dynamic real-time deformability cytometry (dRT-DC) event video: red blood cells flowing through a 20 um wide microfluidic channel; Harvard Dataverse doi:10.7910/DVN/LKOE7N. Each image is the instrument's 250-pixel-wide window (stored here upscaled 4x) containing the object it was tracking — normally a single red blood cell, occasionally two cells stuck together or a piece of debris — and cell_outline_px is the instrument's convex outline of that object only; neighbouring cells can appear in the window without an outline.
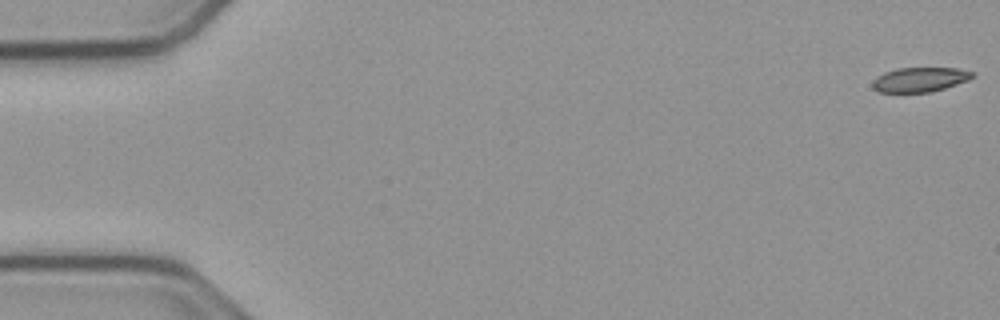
{"species": "common noctule bat (a hibernating species)", "species_latin": "Nyctalus noctula", "temperature_condition": "cold", "stored_images_in_passage": 54, "camera_frame_rate_fps": 3000, "um_per_image_px": 0.085, "animal": {"sex": "male", "body_mass_g": 23.1, "forearm_length_mm": 52.7}, "frame": {"image": 1, "passage_image": 1, "time_ms": 0.0, "image_size_px": [1000, 320], "cell_outline_px": [[976, 76], [968, 80], [932, 92], [880, 92], [872, 88], [872, 80], [876, 76], [884, 72], [896, 68], [956, 68], [972, 72]], "centroid_in_image_um": [78.15, 6.76], "position_along_channel_um": 6.8, "area_um2": 14.33}}
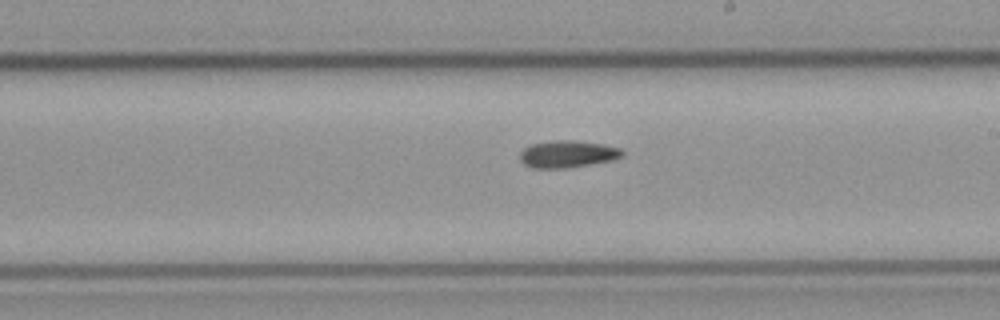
{"frame": {"image": 2, "passage_image": 31, "time_ms": 10.0, "image_size_px": [1000, 320], "cell_outline_px": [[624, 156], [612, 160], [568, 168], [532, 168], [524, 164], [520, 160], [520, 152], [524, 148], [532, 144], [552, 140], [572, 140], [604, 144], [620, 148], [624, 152]], "centroid_in_image_um": [48.24, 13.09], "position_along_channel_um": 240.8, "area_um2": 16.24}}
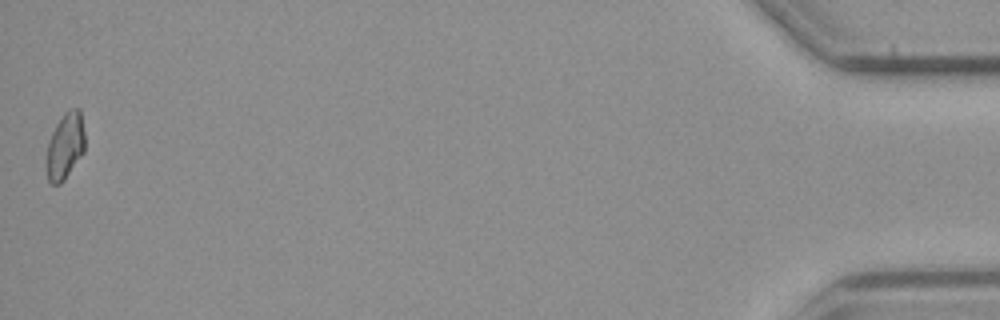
{"frame": {"image": 3, "passage_image": 54, "time_ms": 17.667, "image_size_px": [1000, 320], "cell_outline_px": [[84, 152], [64, 180], [60, 184], [52, 184], [48, 180], [48, 144], [52, 132], [56, 124], [64, 112], [68, 108], [80, 108], [84, 132]], "centroid_in_image_um": [5.57, 12.36], "position_along_channel_um": 429.6, "area_um2": 14.62}}